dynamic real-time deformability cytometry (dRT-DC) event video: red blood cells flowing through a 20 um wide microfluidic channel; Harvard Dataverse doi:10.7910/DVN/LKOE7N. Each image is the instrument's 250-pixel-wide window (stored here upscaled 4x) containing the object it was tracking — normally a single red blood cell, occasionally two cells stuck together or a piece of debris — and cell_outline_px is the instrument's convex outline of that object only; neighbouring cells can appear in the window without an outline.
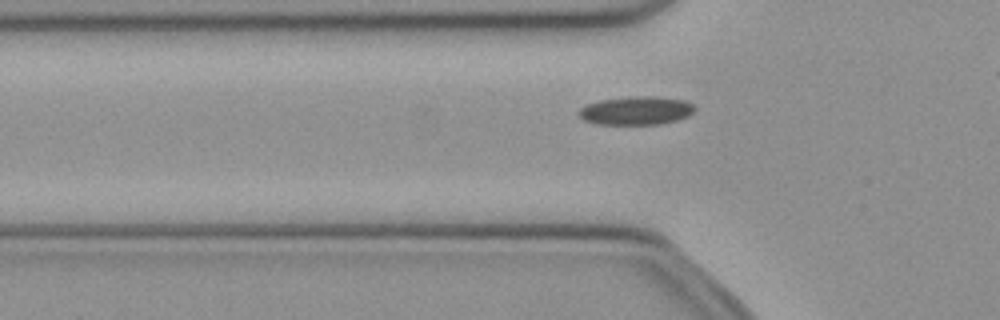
{"species": "common noctule bat (a hibernating species)", "species_latin": "Nyctalus noctula", "temperature_condition": "cold", "stored_images_in_passage": 32, "camera_frame_rate_fps": 3000, "um_per_image_px": 0.085, "animal": {"sex": "female", "body_mass_g": 21.9}, "frame": {"image": 1, "passage_image": 4, "time_ms": 1.0, "image_size_px": [1000, 320], "cell_outline_px": [[696, 108], [688, 116], [676, 120], [660, 124], [596, 124], [584, 120], [580, 116], [580, 108], [588, 104], [600, 100], [636, 96], [652, 96], [684, 100], [692, 104]], "centroid_in_image_um": [54.09, 9.4], "position_along_channel_um": 71.7, "area_um2": 18.96}}
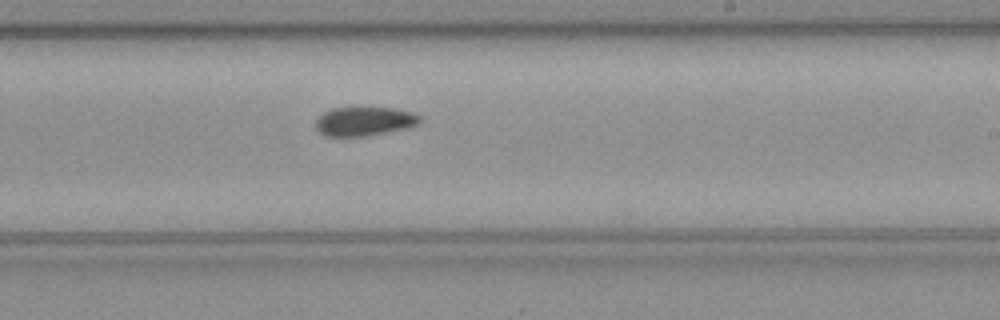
{"frame": {"image": 2, "passage_image": 18, "time_ms": 5.667, "image_size_px": [1000, 320], "cell_outline_px": [[420, 124], [408, 128], [368, 136], [324, 136], [316, 128], [316, 120], [324, 112], [332, 108], [396, 108], [412, 112], [420, 116]], "centroid_in_image_um": [31.0, 10.32], "position_along_channel_um": 258.0, "area_um2": 17.63}}
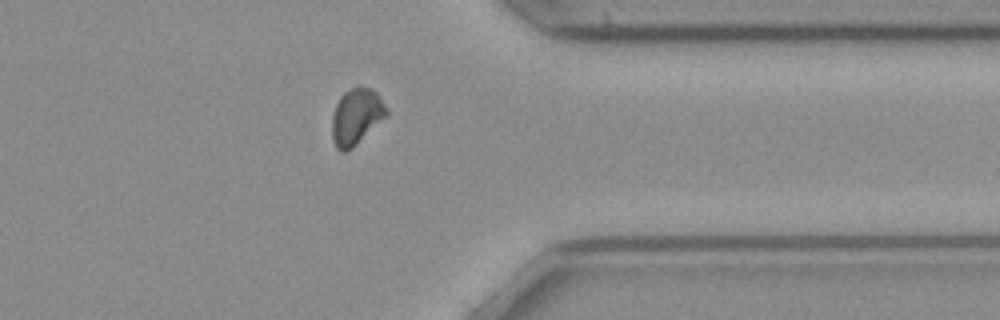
{"frame": {"image": 3, "passage_image": 28, "time_ms": 9.0, "image_size_px": [1000, 320], "cell_outline_px": [[388, 116], [352, 148], [344, 152], [340, 152], [336, 148], [332, 136], [332, 116], [336, 104], [340, 96], [344, 92], [356, 84], [372, 88], [376, 92], [388, 108]], "centroid_in_image_um": [30.3, 9.88], "position_along_channel_um": 381.1, "area_um2": 18.21}}